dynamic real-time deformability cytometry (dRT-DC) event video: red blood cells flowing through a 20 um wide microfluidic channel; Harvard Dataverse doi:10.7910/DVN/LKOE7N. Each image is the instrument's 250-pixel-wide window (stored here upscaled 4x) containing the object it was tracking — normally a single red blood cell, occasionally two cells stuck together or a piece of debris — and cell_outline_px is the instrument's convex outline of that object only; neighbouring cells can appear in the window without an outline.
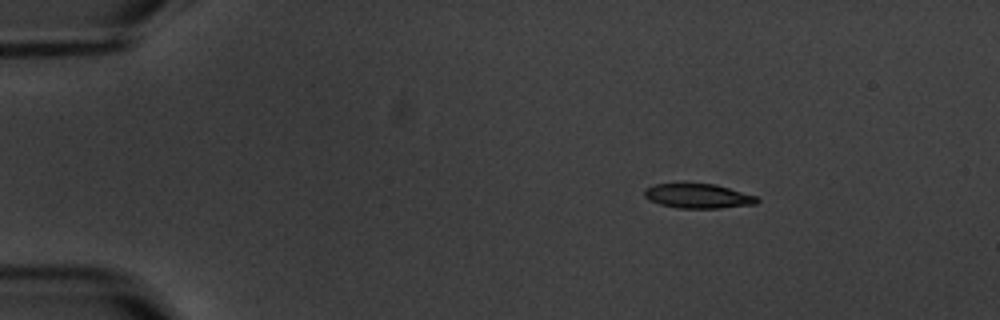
{"species": "common noctule bat (a hibernating species)", "species_latin": "Nyctalus noctula", "temperature_condition": "warm", "stored_images_in_passage": 5, "camera_frame_rate_fps": 3000, "um_per_image_px": 0.085, "animal": {"sex": "male", "body_mass_g": 20.1, "forearm_length_mm": 53.5}, "frame": {"image": 1, "passage_image": 2, "time_ms": 1.333, "image_size_px": [1000, 320], "cell_outline_px": [[760, 200], [756, 204], [720, 208], [680, 208], [660, 204], [644, 196], [644, 188], [656, 184], [680, 180], [684, 180], [716, 184], [756, 196]], "centroid_in_image_um": [59.3, 16.6], "position_along_channel_um": 25.7, "area_um2": 16.82}}
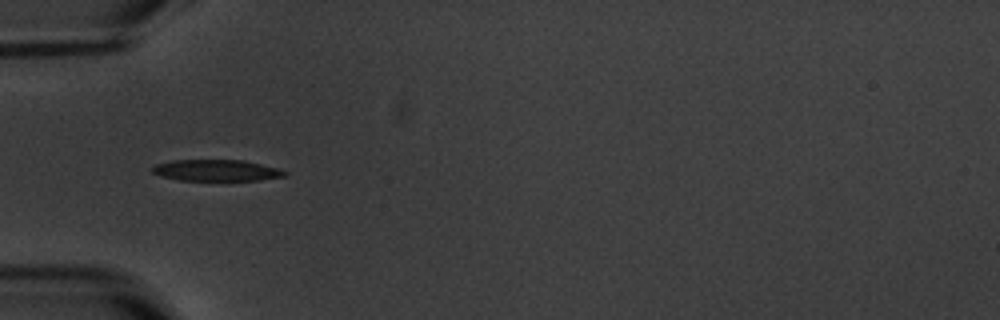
{"frame": {"image": 2, "passage_image": 5, "time_ms": 4.667, "image_size_px": [1000, 320], "cell_outline_px": [[288, 176], [260, 180], [180, 180], [160, 176], [152, 172], [152, 168], [156, 164], [172, 160], [244, 160], [276, 168], [288, 172]], "centroid_in_image_um": [18.41, 14.48], "position_along_channel_um": 66.6, "area_um2": 16.42}}